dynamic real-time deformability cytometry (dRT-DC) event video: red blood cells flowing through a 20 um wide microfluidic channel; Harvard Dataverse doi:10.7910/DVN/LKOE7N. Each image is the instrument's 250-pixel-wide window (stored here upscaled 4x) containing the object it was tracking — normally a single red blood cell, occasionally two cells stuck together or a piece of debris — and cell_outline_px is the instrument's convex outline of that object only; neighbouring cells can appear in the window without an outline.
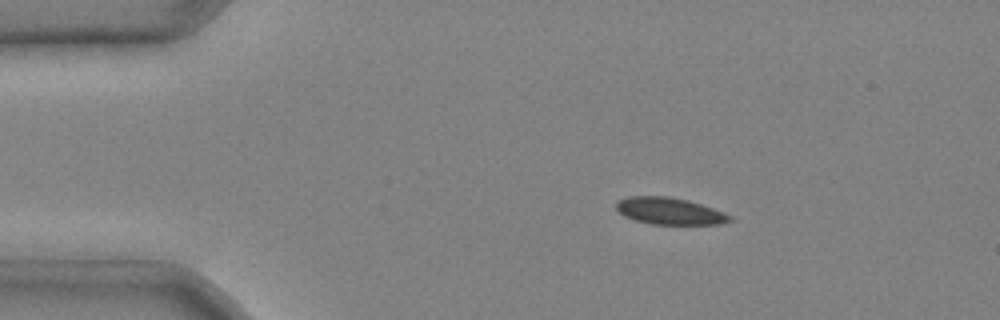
{"species": "common noctule bat (a hibernating species)", "species_latin": "Nyctalus noctula", "temperature_condition": "cold", "stored_images_in_passage": 5, "camera_frame_rate_fps": 3000, "um_per_image_px": 0.085, "animal": {"sex": "male", "body_mass_g": 20.4}, "frame": {"image": 1, "passage_image": 2, "time_ms": 0.333, "image_size_px": [1000, 320], "cell_outline_px": [[732, 220], [720, 224], [652, 224], [636, 220], [624, 216], [616, 208], [616, 200], [628, 196], [668, 196], [688, 200], [724, 212], [732, 216]], "centroid_in_image_um": [56.89, 17.93], "position_along_channel_um": 28.1, "area_um2": 17.74}}
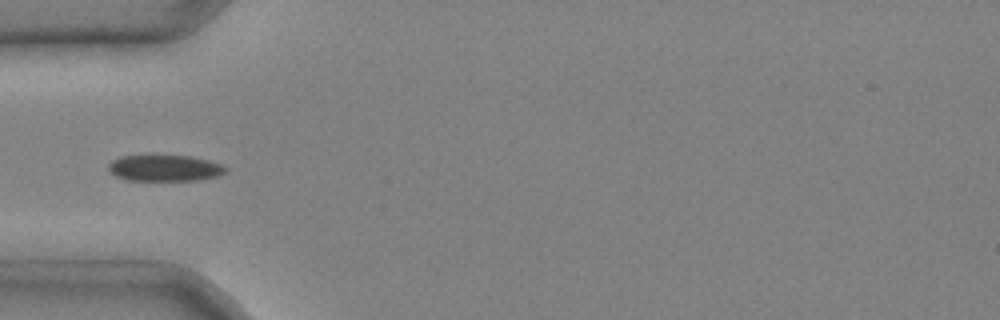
{"frame": {"image": 2, "passage_image": 4, "time_ms": 1.0, "image_size_px": [1000, 320], "cell_outline_px": [[228, 168], [224, 172], [216, 176], [196, 180], [128, 180], [116, 176], [108, 168], [108, 164], [112, 160], [120, 156], [152, 152], [192, 156], [208, 160], [220, 164]], "centroid_in_image_um": [13.94, 14.22], "position_along_channel_um": 71.1, "area_um2": 18.67}}
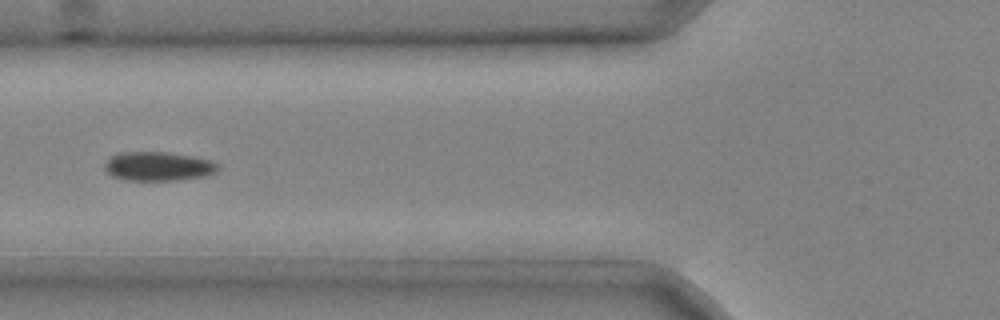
{"frame": {"image": 3, "passage_image": 5, "time_ms": 1.333, "image_size_px": [1000, 320], "cell_outline_px": [[220, 168], [216, 172], [204, 176], [180, 180], [124, 180], [112, 176], [104, 168], [104, 164], [112, 156], [120, 152], [168, 152], [192, 156], [212, 160], [220, 164]], "centroid_in_image_um": [13.49, 14.13], "position_along_channel_um": 112.3, "area_um2": 19.31}}